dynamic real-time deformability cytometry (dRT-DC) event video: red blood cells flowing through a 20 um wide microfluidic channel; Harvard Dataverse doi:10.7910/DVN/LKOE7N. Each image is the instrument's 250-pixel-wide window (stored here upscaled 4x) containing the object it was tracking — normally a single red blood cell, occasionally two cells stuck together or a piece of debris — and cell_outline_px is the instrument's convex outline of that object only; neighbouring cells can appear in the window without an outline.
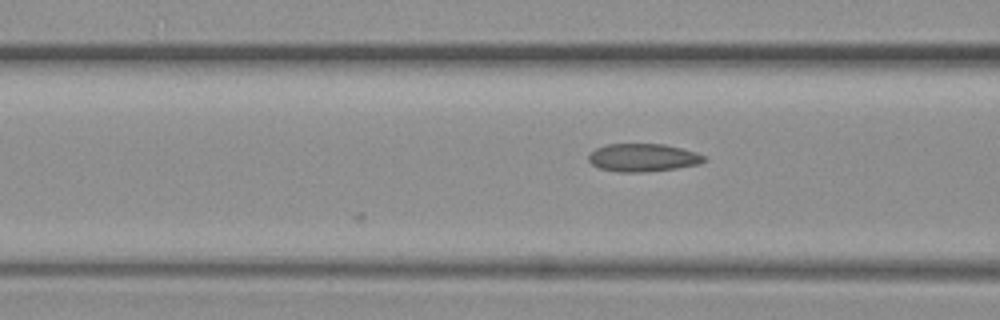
{"species": "common noctule bat (a hibernating species)", "species_latin": "Nyctalus noctula", "temperature_condition": "warm", "stored_images_in_passage": 6, "camera_frame_rate_fps": 3000, "um_per_image_px": 0.085, "animal": {"sex": "female", "body_mass_g": 19.3, "forearm_length_mm": 54.1}, "frame": {"image": 1, "passage_image": 6, "time_ms": 1.667, "image_size_px": [1000, 320], "cell_outline_px": [[708, 160], [700, 164], [676, 168], [640, 172], [616, 172], [600, 168], [592, 164], [588, 160], [588, 156], [596, 148], [608, 144], [664, 144], [696, 152], [704, 156]], "centroid_in_image_um": [54.66, 13.4], "position_along_channel_um": 111.9, "area_um2": 18.73}}